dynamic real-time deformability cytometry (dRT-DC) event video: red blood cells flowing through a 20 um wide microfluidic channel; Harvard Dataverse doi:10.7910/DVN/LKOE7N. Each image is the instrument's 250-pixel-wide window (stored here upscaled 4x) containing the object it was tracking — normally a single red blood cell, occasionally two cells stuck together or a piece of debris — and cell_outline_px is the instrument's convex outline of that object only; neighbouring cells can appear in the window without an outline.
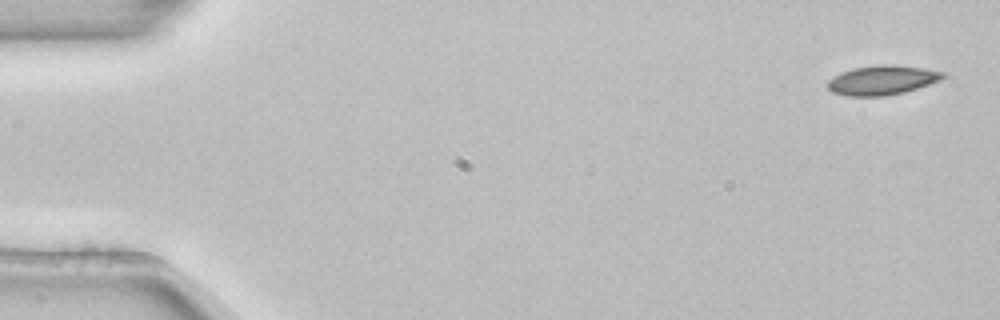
{"species": "common noctule bat (a hibernating species)", "species_latin": "Nyctalus noctula", "temperature_condition": "room temperature", "stored_images_in_passage": 4, "camera_frame_rate_fps": 3000, "um_per_image_px": 0.085, "animal": {"sex": "female", "body_mass_g": 22.7, "forearm_length_mm": 54.2}, "frame": {"image": 1, "passage_image": 1, "time_ms": 0.0, "image_size_px": [1000, 320], "cell_outline_px": [[944, 76], [940, 80], [904, 92], [888, 96], [848, 96], [832, 92], [828, 88], [828, 80], [840, 72], [852, 68], [880, 64], [892, 64], [924, 68], [944, 72]], "centroid_in_image_um": [74.95, 6.8], "position_along_channel_um": 10.0, "area_um2": 19.77}}
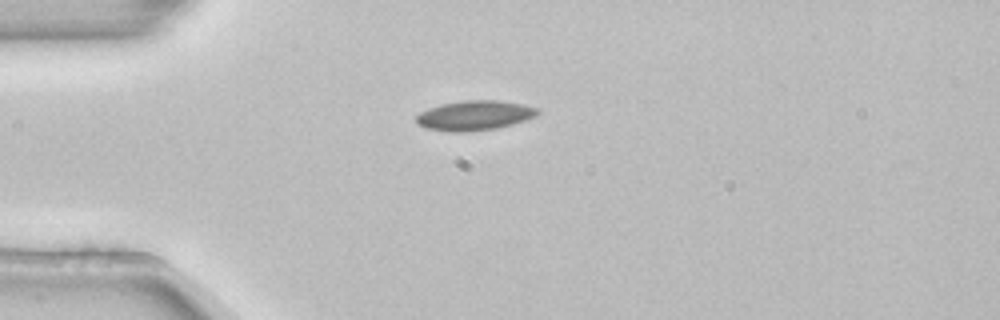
{"frame": {"image": 2, "passage_image": 4, "time_ms": 1.0, "image_size_px": [1000, 320], "cell_outline_px": [[540, 112], [536, 116], [512, 124], [496, 128], [472, 132], [448, 132], [424, 128], [416, 124], [416, 116], [420, 112], [428, 108], [440, 104], [464, 100], [496, 100], [520, 104], [540, 108]], "centroid_in_image_um": [40.29, 9.82], "position_along_channel_um": 44.7, "area_um2": 21.27}}